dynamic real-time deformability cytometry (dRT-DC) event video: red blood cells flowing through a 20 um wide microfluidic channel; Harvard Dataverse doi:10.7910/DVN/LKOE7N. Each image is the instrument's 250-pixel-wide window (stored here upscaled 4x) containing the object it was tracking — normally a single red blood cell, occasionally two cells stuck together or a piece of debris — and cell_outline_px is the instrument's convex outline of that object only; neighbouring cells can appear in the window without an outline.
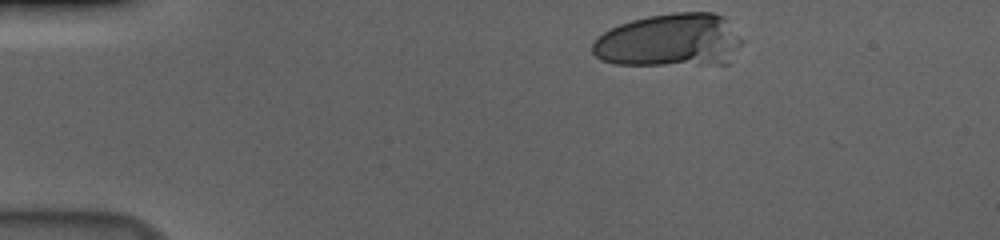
{"species": "human", "species_latin": "Homo sapiens", "temperature_condition": "cold", "stored_images_in_passage": 40, "camera_frame_rate_fps": 3000, "um_per_image_px": 0.085, "donor": {"sex": "male"}, "frame": {"image": 1, "passage_image": 1, "time_ms": 0.0, "image_size_px": [1000, 240], "cell_outline_px": [[728, 64], [616, 64], [600, 60], [592, 52], [592, 44], [604, 32], [620, 24], [632, 20], [648, 16], [672, 12], [712, 12], [724, 16]], "centroid_in_image_um": [56.6, 3.43], "position_along_channel_um": 28.4, "area_um2": 43.41}}